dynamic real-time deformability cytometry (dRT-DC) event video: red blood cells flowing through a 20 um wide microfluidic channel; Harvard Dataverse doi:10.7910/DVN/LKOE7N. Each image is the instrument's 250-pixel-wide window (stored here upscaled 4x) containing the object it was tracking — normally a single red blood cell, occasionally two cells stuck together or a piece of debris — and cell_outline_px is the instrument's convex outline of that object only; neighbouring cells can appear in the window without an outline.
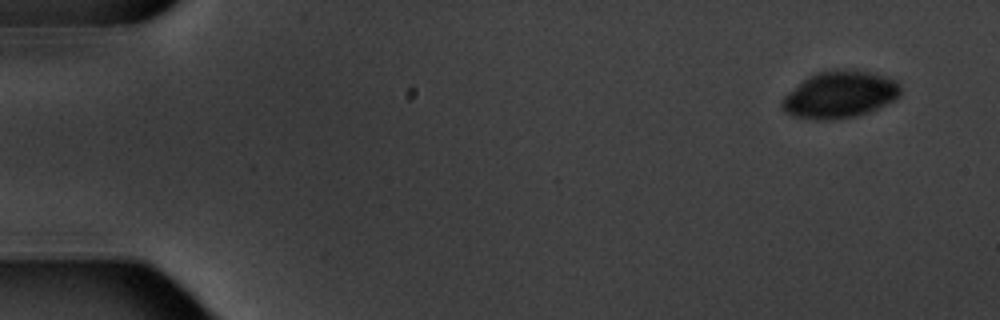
{"species": "common noctule bat (a hibernating species)", "species_latin": "Nyctalus noctula", "temperature_condition": "warm", "stored_images_in_passage": 6, "segment_of_instrument_passage": [1, 2], "camera_frame_rate_fps": 3000, "um_per_image_px": 0.085, "animal": {"sex": "male", "body_mass_g": 20.1, "forearm_length_mm": 53.5}, "frame": {"image": 1, "passage_image": 1, "time_ms": 0.0, "image_size_px": [1000, 320], "cell_outline_px": [[900, 96], [896, 100], [868, 112], [856, 116], [828, 120], [816, 120], [792, 116], [784, 112], [780, 108], [780, 100], [788, 92], [808, 76], [816, 72], [836, 68], [844, 68], [868, 72], [888, 76], [896, 80], [900, 84]], "centroid_in_image_um": [71.36, 8.03], "position_along_channel_um": 13.6, "area_um2": 32.95}}